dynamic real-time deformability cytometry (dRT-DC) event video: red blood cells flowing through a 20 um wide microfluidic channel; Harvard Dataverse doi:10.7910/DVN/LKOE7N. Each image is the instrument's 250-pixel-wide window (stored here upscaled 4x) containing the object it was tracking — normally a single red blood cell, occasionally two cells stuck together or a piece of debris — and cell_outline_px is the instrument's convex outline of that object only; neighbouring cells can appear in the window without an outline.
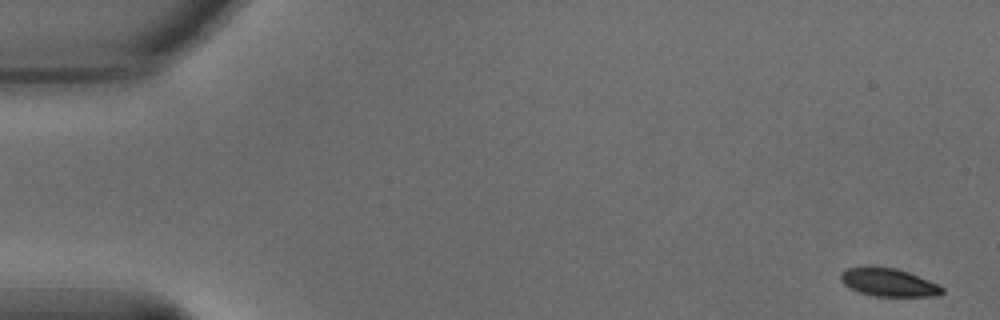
{"species": "common noctule bat (a hibernating species)", "species_latin": "Nyctalus noctula", "temperature_condition": "warm", "stored_images_in_passage": 55, "camera_frame_rate_fps": 3000, "um_per_image_px": 0.085, "animal": {"sex": "male", "body_mass_g": 15.6}, "frame": {"image": 1, "passage_image": 1, "time_ms": 0.0, "image_size_px": [1000, 320], "cell_outline_px": [[944, 292], [940, 296], [876, 296], [860, 292], [848, 288], [840, 280], [840, 272], [844, 268], [868, 264], [872, 264], [896, 268], [908, 272], [940, 284], [944, 288]], "centroid_in_image_um": [75.49, 23.96], "position_along_channel_um": 9.5, "area_um2": 17.28}}
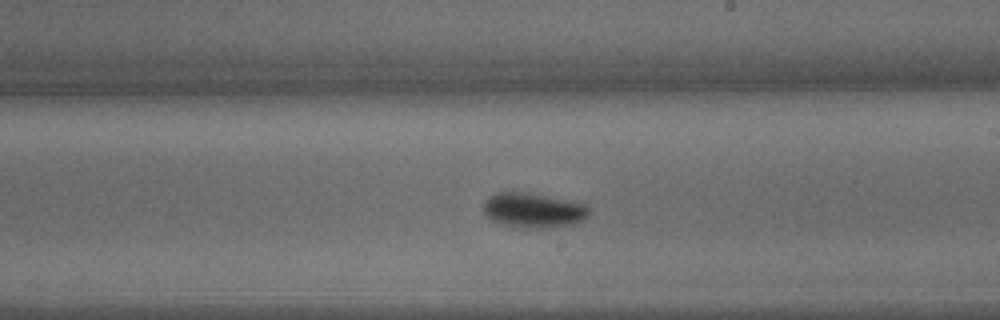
{"frame": {"image": 2, "passage_image": 32, "time_ms": 10.333, "image_size_px": [1000, 320], "cell_outline_px": [[588, 216], [584, 220], [572, 224], [544, 228], [516, 228], [500, 224], [492, 220], [484, 212], [484, 200], [488, 196], [496, 192], [524, 192], [584, 204], [588, 208]], "centroid_in_image_um": [45.27, 17.89], "position_along_channel_um": 243.7, "area_um2": 21.27}}
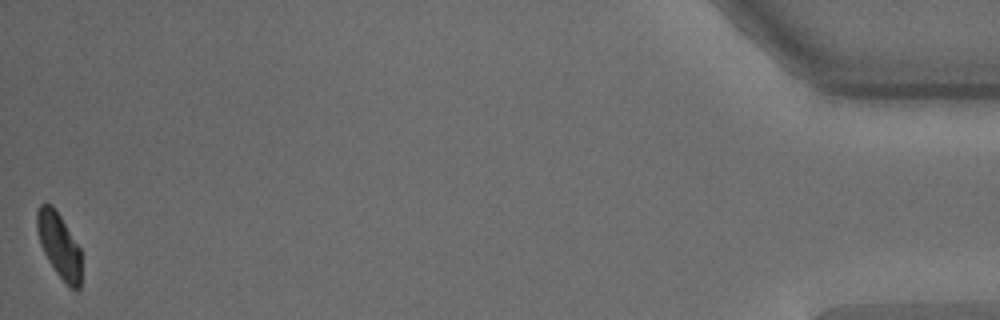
{"frame": {"image": 3, "passage_image": 55, "time_ms": 18.0, "image_size_px": [1000, 320], "cell_outline_px": [[80, 288], [72, 288], [56, 272], [48, 260], [40, 244], [36, 228], [36, 212], [40, 204], [52, 204], [60, 216], [80, 248]], "centroid_in_image_um": [4.99, 20.8], "position_along_channel_um": 430.2, "area_um2": 16.42}, "authors_computed_cell_mechanics": {"area_um2": 18.496, "velocity_mm_per_s": 3.6436, "shape_relaxation_time_tau1_ms": null, "shape_relaxation_time_tau2_ms": 9.9883, "deformation_change_tau1": null, "deformation_change_tau2": 0.1141}}